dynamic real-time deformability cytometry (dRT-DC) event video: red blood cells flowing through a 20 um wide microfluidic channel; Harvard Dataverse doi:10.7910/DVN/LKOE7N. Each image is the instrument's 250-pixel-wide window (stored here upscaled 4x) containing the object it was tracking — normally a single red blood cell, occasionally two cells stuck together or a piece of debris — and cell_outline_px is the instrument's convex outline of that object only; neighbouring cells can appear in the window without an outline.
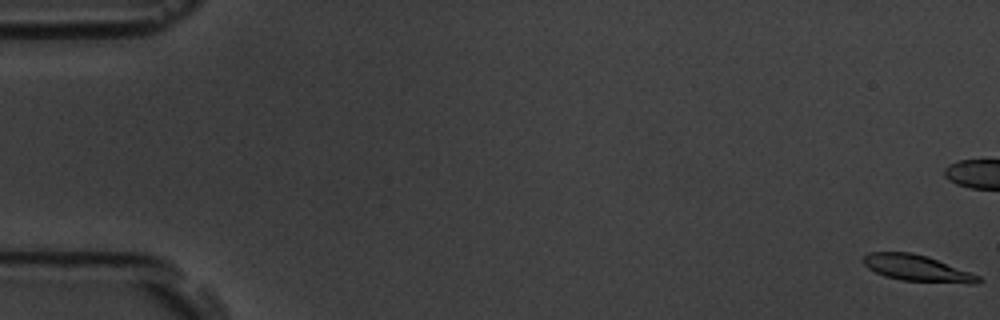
{"species": "common noctule bat (a hibernating species)", "species_latin": "Nyctalus noctula", "temperature_condition": "room temperature", "stored_images_in_passage": 56, "camera_frame_rate_fps": 3000, "um_per_image_px": 0.085, "animal": {"sex": "male", "body_mass_g": 19.5, "forearm_length_mm": 54.6}, "frame": {"image": 1, "passage_image": 1, "time_ms": 0.0, "image_size_px": [1000, 320], "cell_outline_px": [[984, 280], [980, 284], [968, 284], [900, 280], [884, 276], [868, 268], [860, 260], [868, 252], [912, 252], [928, 256], [980, 276]], "centroid_in_image_um": [77.98, 22.8], "position_along_channel_um": 7.0, "area_um2": 17.92}}
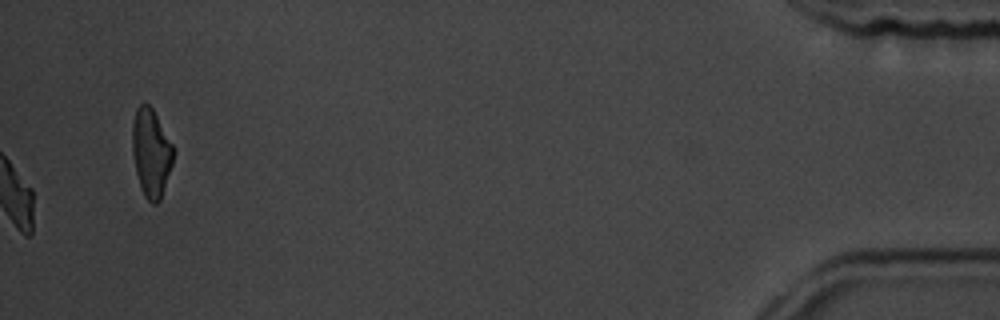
{"frame": {"image": 2, "passage_image": 56, "time_ms": 18.333, "image_size_px": [1000, 320], "cell_outline_px": [[172, 164], [160, 200], [156, 204], [152, 204], [144, 196], [140, 188], [136, 172], [132, 152], [132, 124], [136, 108], [140, 104], [148, 104], [152, 108], [172, 144]], "centroid_in_image_um": [12.81, 13.0], "position_along_channel_um": 422.4, "area_um2": 20.81}, "authors_computed_cell_mechanics": {"area_um2": 18.3804, "velocity_mm_per_s": 3.7539, "shape_relaxation_time_tau1_ms": 3.5231, "shape_relaxation_time_tau2_ms": null, "deformation_change_tau1": 0.1393, "deformation_change_tau2": null}}